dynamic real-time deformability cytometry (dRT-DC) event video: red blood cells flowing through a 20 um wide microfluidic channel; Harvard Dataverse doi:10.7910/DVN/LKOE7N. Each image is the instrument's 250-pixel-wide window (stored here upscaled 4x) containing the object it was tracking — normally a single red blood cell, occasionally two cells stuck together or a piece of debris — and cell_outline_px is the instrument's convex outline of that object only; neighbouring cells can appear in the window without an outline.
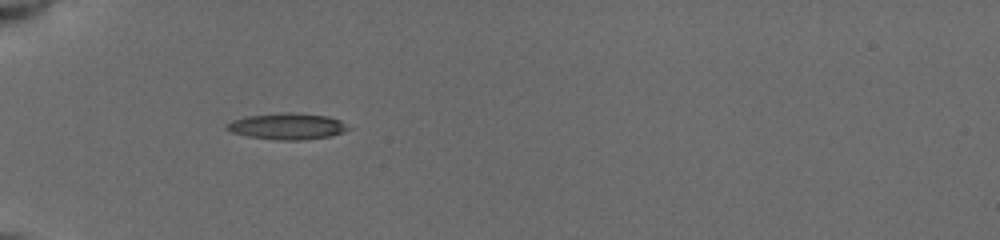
{"species": "common noctule bat (a hibernating species)", "species_latin": "Nyctalus noctula", "temperature_condition": "cold", "stored_images_in_passage": 54, "camera_frame_rate_fps": 3000, "um_per_image_px": 0.085, "animal": {"sex": "female", "body_mass_g": 19.5, "forearm_length_mm": 54.1}, "frame": {"image": 1, "passage_image": 1, "time_ms": 0.0, "image_size_px": [1000, 240], "cell_outline_px": [[352, 128], [344, 132], [328, 136], [300, 140], [276, 140], [248, 136], [232, 132], [224, 128], [224, 124], [232, 120], [244, 116], [280, 112], [296, 112], [328, 116], [340, 120]], "centroid_in_image_um": [24.39, 10.72], "position_along_channel_um": 60.6, "area_um2": 18.9}}
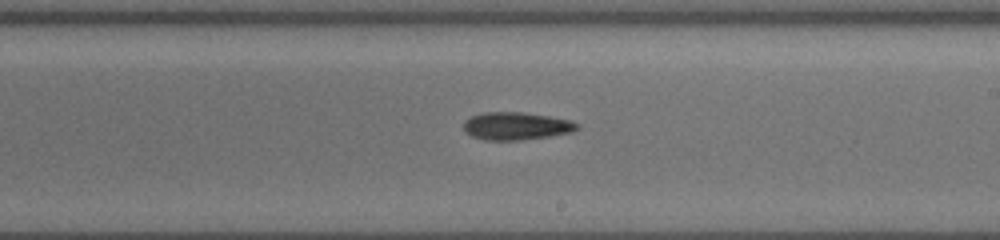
{"frame": {"image": 2, "passage_image": 25, "time_ms": 5.0, "image_size_px": [1000, 240], "cell_outline_px": [[580, 128], [572, 132], [548, 136], [520, 140], [488, 140], [472, 136], [464, 132], [464, 120], [472, 116], [484, 112], [524, 112], [572, 120], [580, 124]], "centroid_in_image_um": [43.9, 10.7], "position_along_channel_um": 245.1, "area_um2": 18.38}}
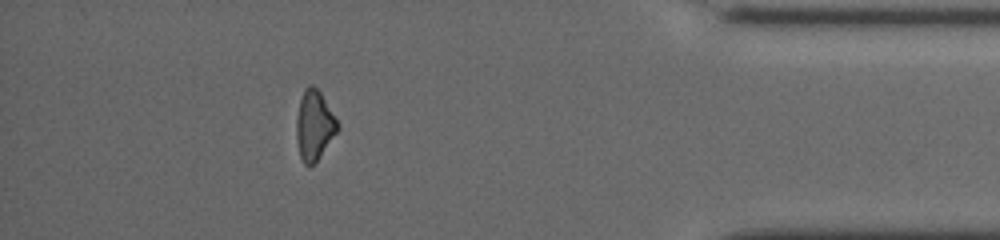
{"frame": {"image": 3, "passage_image": 46, "time_ms": 10.0, "image_size_px": [1000, 240], "cell_outline_px": [[340, 128], [316, 160], [308, 168], [304, 164], [300, 156], [296, 136], [296, 116], [300, 100], [304, 88], [308, 84], [312, 84], [320, 92], [340, 124]], "centroid_in_image_um": [26.7, 10.63], "position_along_channel_um": 408.5, "area_um2": 16.65}, "authors_computed_cell_mechanics": {"area_um2": 17.9758, "velocity_mm_per_s": 3.9502, "shape_relaxation_time_tau1_ms": 3.0365, "shape_relaxation_time_tau2_ms": null, "deformation_change_tau1": 0.1041, "deformation_change_tau2": null}}